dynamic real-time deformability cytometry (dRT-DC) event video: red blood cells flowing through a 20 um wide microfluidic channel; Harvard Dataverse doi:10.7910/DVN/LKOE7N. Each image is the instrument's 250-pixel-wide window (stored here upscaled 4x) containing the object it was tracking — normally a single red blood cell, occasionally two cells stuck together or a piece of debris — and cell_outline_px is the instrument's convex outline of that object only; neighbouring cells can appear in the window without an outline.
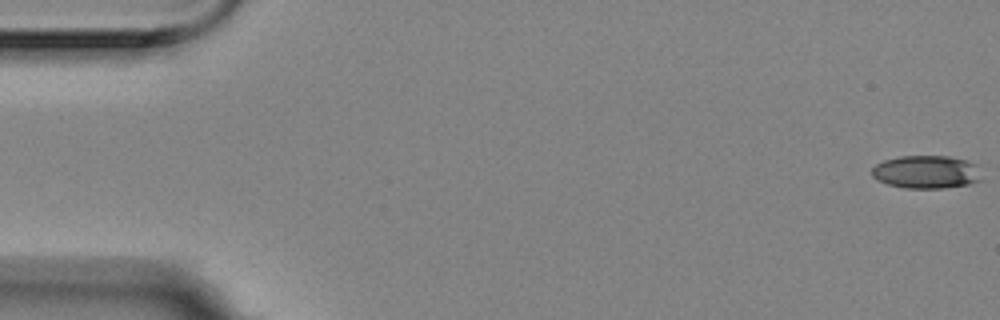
{"species": "Egyptian fruit bat (a non-hibernating species)", "species_latin": "Rousettus aegyptiacus", "temperature_condition": "room temperature", "stored_images_in_passage": 17, "camera_frame_rate_fps": 3000, "um_per_image_px": 0.085, "animal": {"sex": "female"}, "frame": {"image": 1, "passage_image": 1, "time_ms": 0.0, "image_size_px": [1000, 320], "cell_outline_px": [[980, 180], [968, 184], [944, 188], [908, 188], [888, 184], [872, 176], [872, 168], [876, 164], [884, 160], [900, 156], [948, 156], [964, 160], [976, 164]], "centroid_in_image_um": [78.71, 14.61], "position_along_channel_um": 6.3, "area_um2": 20.81}}
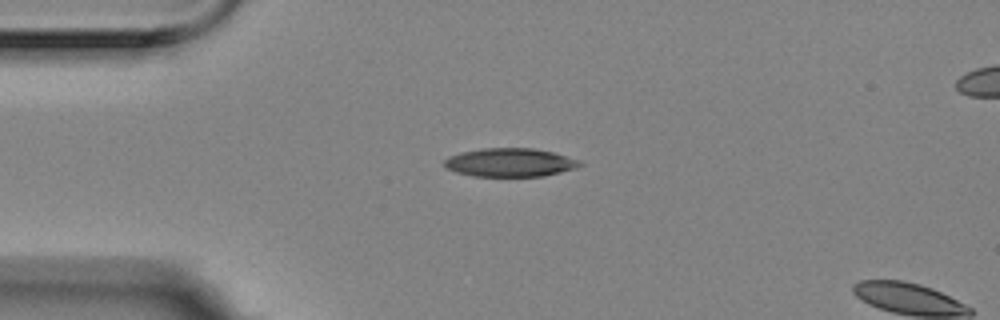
{"frame": {"image": 2, "passage_image": 14, "time_ms": 4.333, "image_size_px": [1000, 320], "cell_outline_px": [[584, 164], [576, 168], [544, 176], [472, 176], [456, 172], [448, 168], [444, 164], [444, 160], [448, 156], [460, 152], [480, 148], [532, 148], [552, 152], [580, 160]], "centroid_in_image_um": [43.34, 13.8], "position_along_channel_um": 41.7, "area_um2": 22.54}}